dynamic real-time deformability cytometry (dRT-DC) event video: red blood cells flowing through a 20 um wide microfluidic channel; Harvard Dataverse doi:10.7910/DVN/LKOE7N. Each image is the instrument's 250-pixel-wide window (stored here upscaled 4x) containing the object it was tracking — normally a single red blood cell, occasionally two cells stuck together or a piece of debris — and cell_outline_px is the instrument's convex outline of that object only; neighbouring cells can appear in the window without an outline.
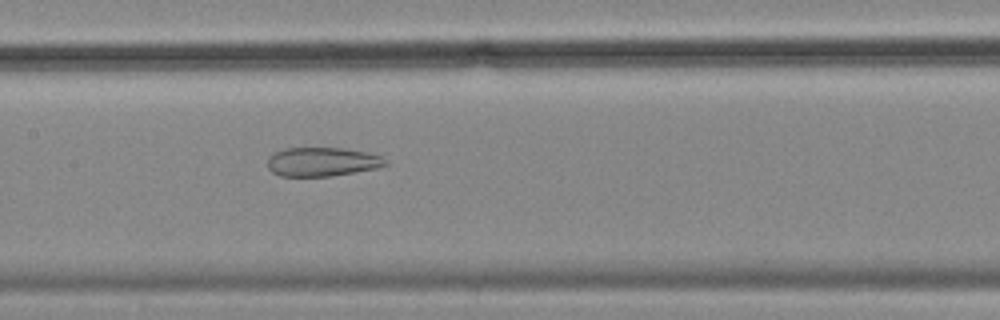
{"species": "common noctule bat (a hibernating species)", "species_latin": "Nyctalus noctula", "temperature_condition": "cold", "stored_images_in_passage": 47, "camera_frame_rate_fps": 3000, "um_per_image_px": 0.085, "animal": {"sex": "female", "body_mass_g": 18.4}, "frame": {"image": 1, "passage_image": 18, "time_ms": 5.667, "image_size_px": [1000, 320], "cell_outline_px": [[388, 164], [376, 168], [332, 176], [280, 176], [272, 172], [268, 168], [268, 156], [272, 152], [284, 148], [340, 148], [364, 152], [380, 156], [388, 160]], "centroid_in_image_um": [27.33, 13.75], "position_along_channel_um": 180.1, "area_um2": 19.88}}
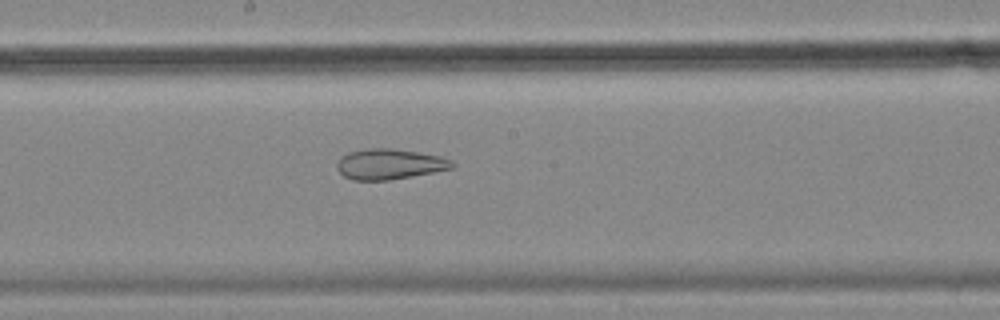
{"frame": {"image": 2, "passage_image": 21, "time_ms": 6.667, "image_size_px": [1000, 320], "cell_outline_px": [[456, 164], [452, 168], [412, 176], [388, 180], [352, 180], [344, 176], [336, 168], [336, 164], [340, 156], [348, 152], [368, 148], [388, 148], [416, 152], [440, 156], [452, 160]], "centroid_in_image_um": [33.07, 13.95], "position_along_channel_um": 215.1, "area_um2": 20.4}}
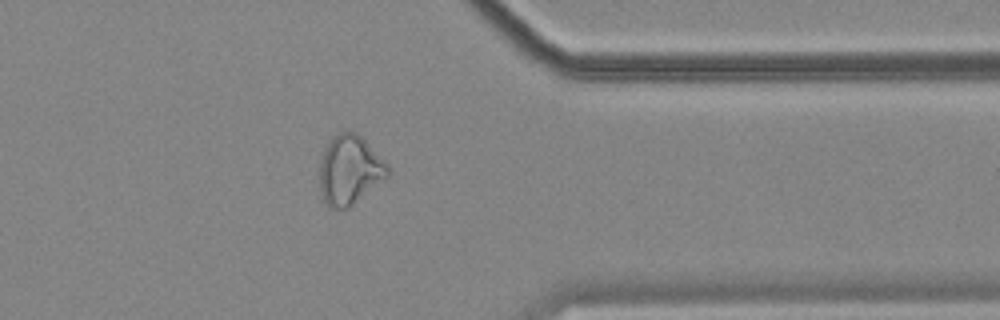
{"frame": {"image": 3, "passage_image": 36, "time_ms": 11.667, "image_size_px": [1000, 320], "cell_outline_px": [[392, 172], [388, 176], [348, 208], [328, 208], [320, 196], [320, 160], [324, 148], [328, 140], [332, 136], [340, 132], [356, 132], [388, 164]], "centroid_in_image_um": [29.69, 14.45], "position_along_channel_um": 381.7, "area_um2": 27.57}, "authors_computed_cell_mechanics": {"area_um2": 27.0504, "velocity_mm_per_s": 3.5242, "shape_relaxation_time_tau1_ms": null, "shape_relaxation_time_tau2_ms": 3.2279, "deformation_change_tau1": null, "deformation_change_tau2": 0.126}}